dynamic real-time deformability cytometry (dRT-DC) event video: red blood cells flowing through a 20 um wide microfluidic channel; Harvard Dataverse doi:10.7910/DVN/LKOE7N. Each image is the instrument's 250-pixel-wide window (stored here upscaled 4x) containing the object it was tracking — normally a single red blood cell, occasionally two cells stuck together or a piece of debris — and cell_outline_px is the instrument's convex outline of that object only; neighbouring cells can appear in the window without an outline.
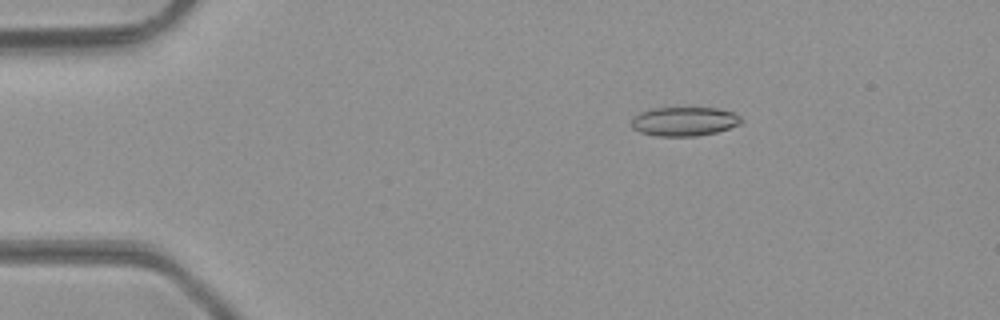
{"species": "common noctule bat (a hibernating species)", "species_latin": "Nyctalus noctula", "temperature_condition": "room temperature", "stored_images_in_passage": 49, "camera_frame_rate_fps": 3000, "um_per_image_px": 0.085, "animal": {"sex": "male", "body_mass_g": 23.1, "forearm_length_mm": 52.7}, "frame": {"image": 1, "passage_image": 9, "time_ms": 2.667, "image_size_px": [1000, 320], "cell_outline_px": [[744, 120], [740, 124], [716, 132], [696, 136], [656, 136], [640, 132], [632, 128], [632, 120], [640, 112], [652, 108], [720, 108], [732, 112], [740, 116]], "centroid_in_image_um": [58.18, 10.32], "position_along_channel_um": 26.8, "area_um2": 18.55}}
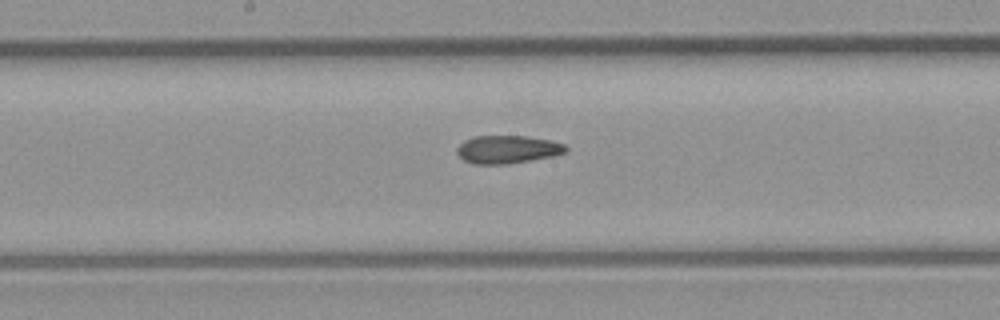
{"frame": {"image": 2, "passage_image": 26, "time_ms": 8.333, "image_size_px": [1000, 320], "cell_outline_px": [[568, 148], [564, 152], [552, 156], [532, 160], [508, 164], [472, 164], [464, 160], [456, 152], [456, 148], [464, 140], [476, 136], [524, 136], [552, 140], [564, 144]], "centroid_in_image_um": [43.12, 12.7], "position_along_channel_um": 205.1, "area_um2": 17.74}}
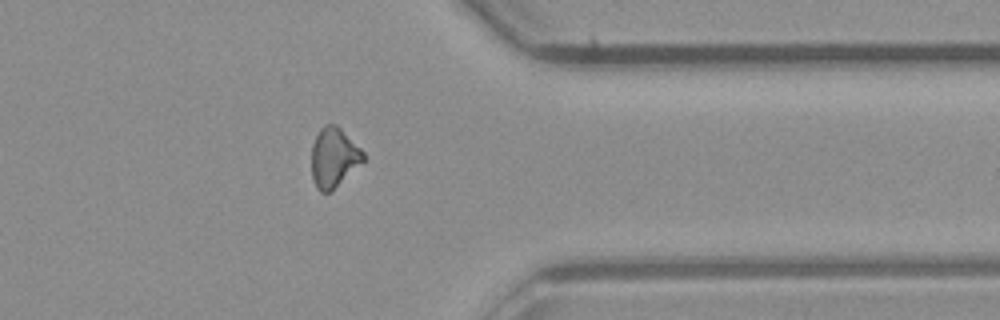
{"frame": {"image": 3, "passage_image": 39, "time_ms": 12.667, "image_size_px": [1000, 320], "cell_outline_px": [[364, 160], [332, 192], [320, 192], [316, 188], [312, 176], [312, 144], [320, 128], [324, 124], [336, 124], [364, 152]], "centroid_in_image_um": [28.36, 13.4], "position_along_channel_um": 383.0, "area_um2": 17.92}, "authors_computed_cell_mechanics": {"area_um2": 18.0914, "velocity_mm_per_s": 4.3529, "shape_relaxation_time_tau1_ms": null, "shape_relaxation_time_tau2_ms": 3.5349, "deformation_change_tau1": null, "deformation_change_tau2": 0.1228}}